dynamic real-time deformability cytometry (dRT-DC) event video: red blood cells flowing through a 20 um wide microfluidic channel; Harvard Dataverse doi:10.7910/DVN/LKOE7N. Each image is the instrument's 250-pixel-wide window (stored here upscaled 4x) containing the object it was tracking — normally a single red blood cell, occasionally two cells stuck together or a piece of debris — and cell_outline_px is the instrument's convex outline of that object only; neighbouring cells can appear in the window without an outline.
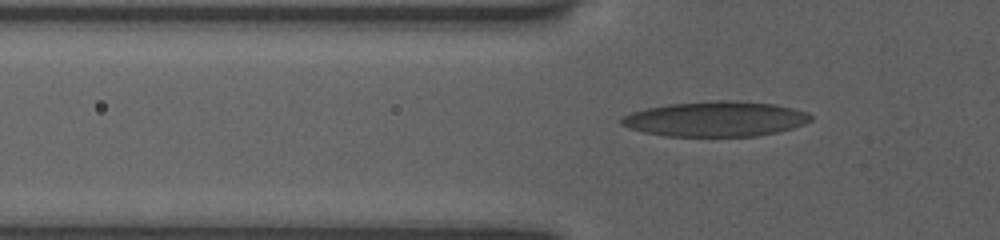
{"species": "human", "species_latin": "Homo sapiens", "temperature_condition": "room temperature", "stored_images_in_passage": 45, "camera_frame_rate_fps": 3000, "um_per_image_px": 0.085, "donor": {"sex": "female"}, "frame": {"image": 1, "passage_image": 10, "time_ms": 3.0, "image_size_px": [1000, 240], "cell_outline_px": [[812, 120], [776, 132], [756, 136], [668, 136], [644, 132], [620, 124], [620, 120], [624, 116], [632, 112], [648, 108], [672, 104], [772, 104], [804, 112], [812, 116]], "centroid_in_image_um": [60.75, 10.18], "position_along_channel_um": 65.1, "area_um2": 36.24}}
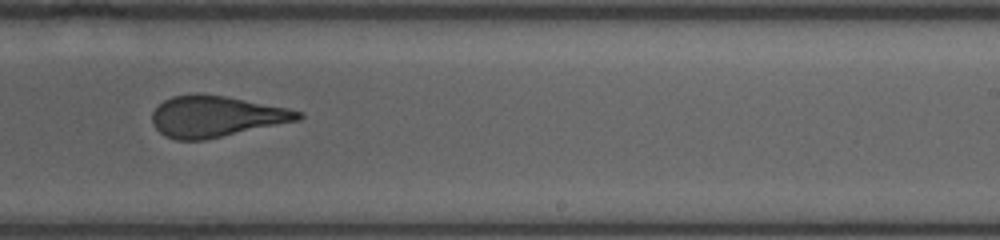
{"frame": {"image": 2, "passage_image": 26, "time_ms": 8.333, "image_size_px": [1000, 240], "cell_outline_px": [[304, 116], [300, 120], [204, 140], [176, 140], [164, 136], [156, 128], [152, 120], [152, 112], [164, 100], [172, 96], [224, 96], [288, 108], [304, 112]], "centroid_in_image_um": [18.39, 9.93], "position_along_channel_um": 270.6, "area_um2": 34.28}}
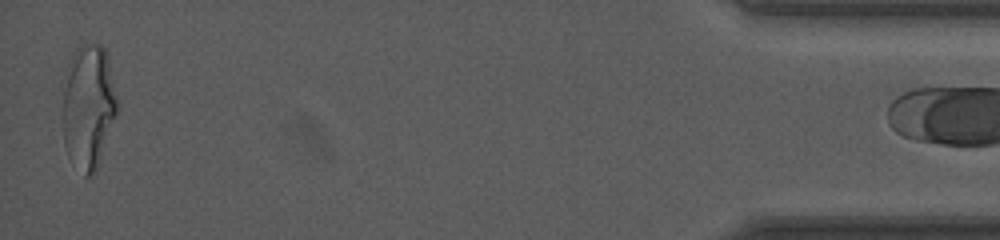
{"frame": {"image": 3, "passage_image": 44, "time_ms": 14.333, "image_size_px": [1000, 240], "cell_outline_px": [[116, 112], [96, 168], [88, 176], [84, 176], [64, 144], [64, 92], [68, 60], [76, 48], [80, 44], [100, 44], [104, 48], [108, 56], [116, 100]], "centroid_in_image_um": [7.5, 8.95], "position_along_channel_um": 427.7, "area_um2": 38.03}}